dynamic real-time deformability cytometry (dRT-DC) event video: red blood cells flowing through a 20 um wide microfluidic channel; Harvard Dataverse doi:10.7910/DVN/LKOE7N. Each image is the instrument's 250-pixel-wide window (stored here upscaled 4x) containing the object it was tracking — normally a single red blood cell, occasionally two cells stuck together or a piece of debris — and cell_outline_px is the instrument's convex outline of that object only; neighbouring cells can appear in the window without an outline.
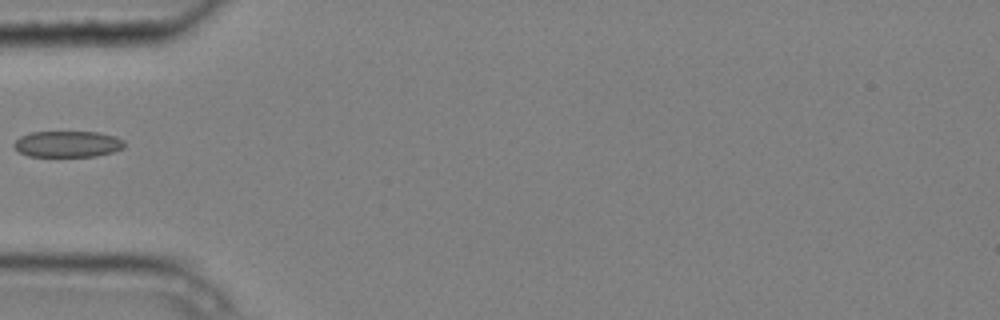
{"species": "common noctule bat (a hibernating species)", "species_latin": "Nyctalus noctula", "temperature_condition": "cold", "stored_images_in_passage": 3, "camera_frame_rate_fps": 3000, "um_per_image_px": 0.085, "animal": {"sex": "male", "body_mass_g": 20.4}, "frame": {"image": 1, "passage_image": 2, "time_ms": 0.333, "image_size_px": [1000, 320], "cell_outline_px": [[124, 148], [112, 152], [96, 156], [28, 156], [20, 152], [12, 144], [20, 136], [32, 132], [96, 132], [116, 136], [124, 140]], "centroid_in_image_um": [5.76, 12.24], "position_along_channel_um": 79.2, "area_um2": 16.82}}
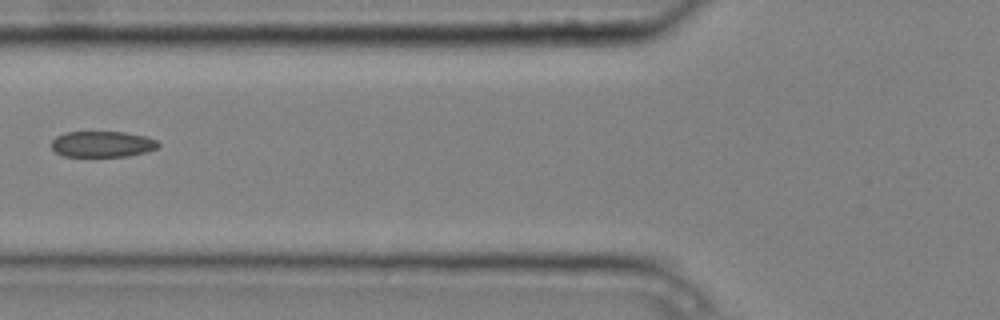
{"frame": {"image": 2, "passage_image": 3, "time_ms": 0.667, "image_size_px": [1000, 320], "cell_outline_px": [[160, 144], [156, 148], [144, 152], [128, 156], [64, 156], [56, 152], [52, 148], [52, 140], [56, 136], [64, 132], [124, 132], [144, 136], [156, 140]], "centroid_in_image_um": [8.67, 12.24], "position_along_channel_um": 117.1, "area_um2": 16.01}}